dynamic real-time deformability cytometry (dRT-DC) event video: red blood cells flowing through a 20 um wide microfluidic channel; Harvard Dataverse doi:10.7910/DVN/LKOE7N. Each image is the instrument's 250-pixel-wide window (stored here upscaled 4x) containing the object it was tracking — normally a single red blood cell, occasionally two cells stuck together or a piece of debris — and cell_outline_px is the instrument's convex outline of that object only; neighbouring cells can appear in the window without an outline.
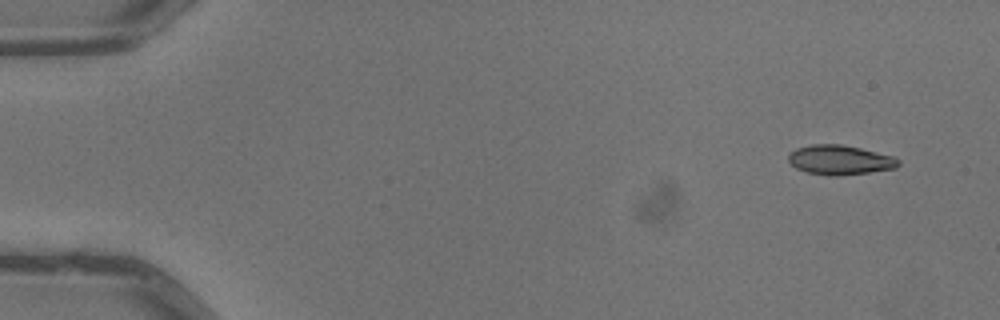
{"species": "common noctule bat (a hibernating species)", "species_latin": "Nyctalus noctula", "temperature_condition": "warm", "stored_images_in_passage": 5, "camera_frame_rate_fps": 3000, "um_per_image_px": 0.085, "animal": {"sex": "male", "body_mass_g": 13.3}, "frame": {"image": 1, "passage_image": 1, "time_ms": 0.0, "image_size_px": [1000, 320], "cell_outline_px": [[900, 164], [896, 168], [868, 172], [836, 176], [828, 176], [808, 172], [796, 168], [788, 160], [788, 156], [796, 148], [812, 144], [840, 144], [860, 148], [896, 156], [900, 160]], "centroid_in_image_um": [71.43, 13.59], "position_along_channel_um": 13.6, "area_um2": 18.96}}
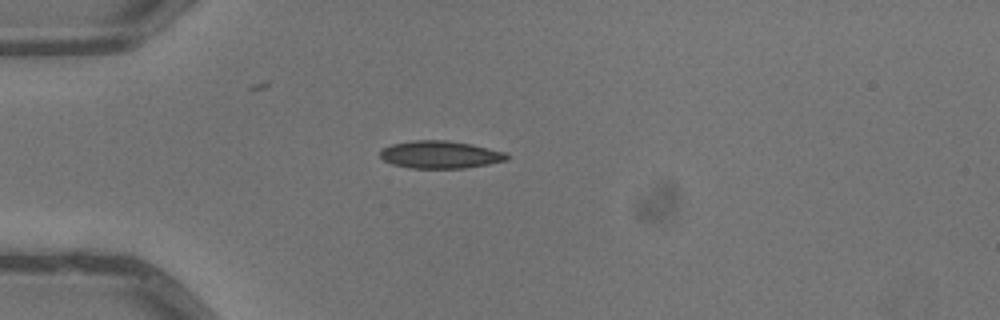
{"frame": {"image": 2, "passage_image": 4, "time_ms": 1.0, "image_size_px": [1000, 320], "cell_outline_px": [[508, 160], [488, 164], [464, 168], [408, 168], [392, 164], [384, 160], [380, 156], [380, 152], [384, 148], [392, 144], [412, 140], [448, 140], [472, 144], [504, 152], [508, 156]], "centroid_in_image_um": [37.41, 13.14], "position_along_channel_um": 47.6, "area_um2": 20.29}}